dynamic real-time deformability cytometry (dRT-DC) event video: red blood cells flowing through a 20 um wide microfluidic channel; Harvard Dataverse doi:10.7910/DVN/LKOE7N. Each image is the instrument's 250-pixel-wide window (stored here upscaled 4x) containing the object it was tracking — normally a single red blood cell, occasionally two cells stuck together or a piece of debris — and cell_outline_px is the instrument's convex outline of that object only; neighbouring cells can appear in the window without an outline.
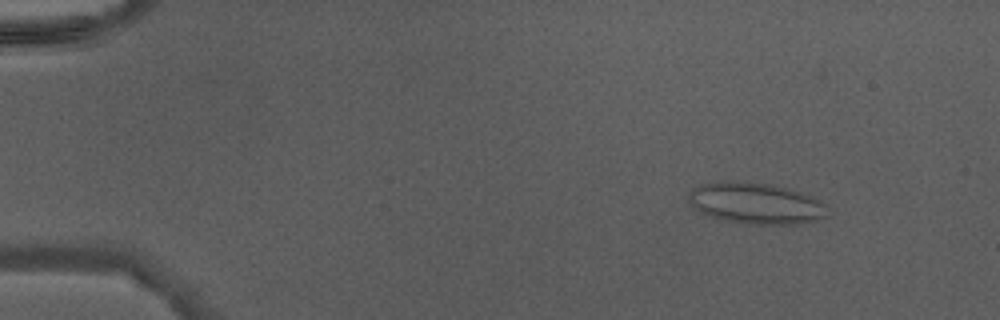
{"species": "Egyptian fruit bat (a non-hibernating species)", "species_latin": "Rousettus aegyptiacus", "temperature_condition": "warm", "stored_images_in_passage": 46, "camera_frame_rate_fps": 3000, "um_per_image_px": 0.085, "animal": {"sex": "male"}, "frame": {"image": 1, "passage_image": 5, "time_ms": 1.333, "image_size_px": [1000, 320], "cell_outline_px": [[824, 216], [816, 220], [792, 224], [752, 224], [724, 220], [708, 216], [692, 208], [688, 200], [688, 196], [692, 188], [700, 184], [724, 180], [728, 180], [768, 184], [788, 188], [800, 192], [820, 200], [824, 204]], "centroid_in_image_um": [64.14, 17.27], "position_along_channel_um": 20.9, "area_um2": 33.18}}
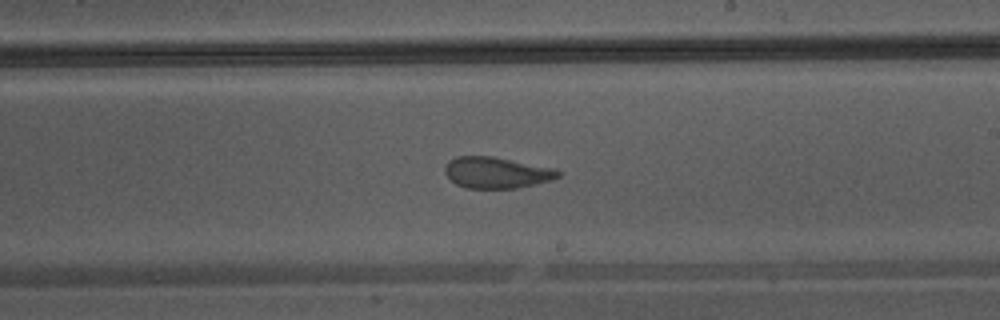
{"frame": {"image": 2, "passage_image": 28, "time_ms": 9.0, "image_size_px": [1000, 320], "cell_outline_px": [[564, 172], [560, 176], [548, 180], [516, 188], [468, 188], [456, 184], [444, 172], [444, 168], [448, 160], [456, 156], [492, 156], [556, 168]], "centroid_in_image_um": [42.21, 14.65], "position_along_channel_um": 246.8, "area_um2": 20.58}}
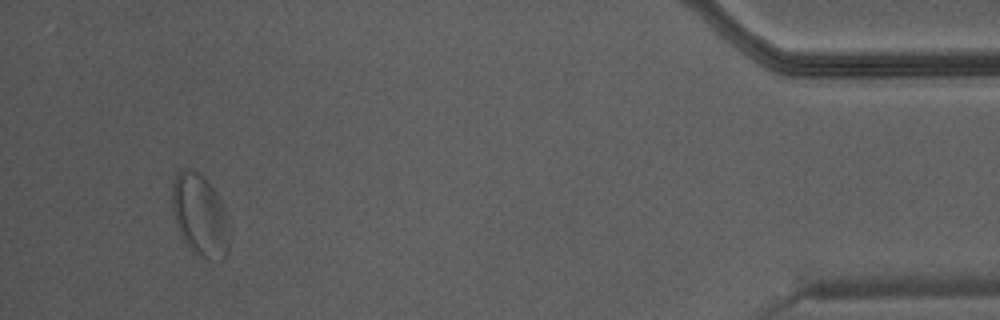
{"frame": {"image": 3, "passage_image": 44, "time_ms": 14.333, "image_size_px": [1000, 320], "cell_outline_px": [[228, 252], [224, 260], [208, 260], [200, 256], [184, 240], [180, 232], [172, 208], [172, 188], [176, 176], [184, 168], [196, 172], [204, 176], [216, 192], [220, 200], [228, 232]], "centroid_in_image_um": [16.99, 18.31], "position_along_channel_um": 418.2, "area_um2": 26.47}}